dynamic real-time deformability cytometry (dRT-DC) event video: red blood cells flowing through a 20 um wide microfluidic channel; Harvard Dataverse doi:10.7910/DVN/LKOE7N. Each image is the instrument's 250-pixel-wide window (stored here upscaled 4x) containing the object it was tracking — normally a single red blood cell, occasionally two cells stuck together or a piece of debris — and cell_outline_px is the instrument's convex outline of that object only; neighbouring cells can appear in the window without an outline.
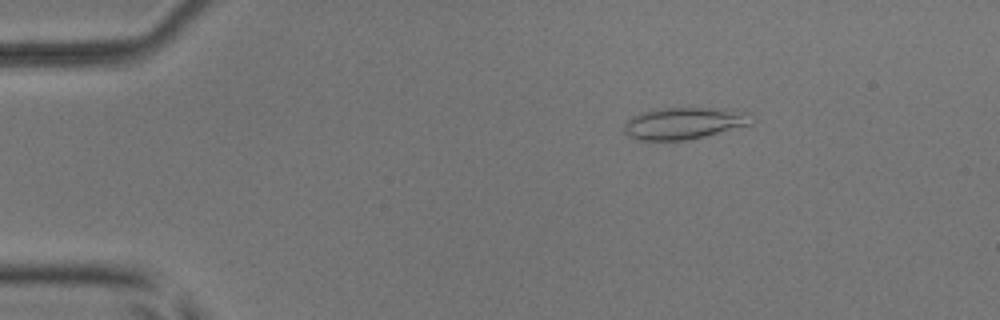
{"species": "common noctule bat (a hibernating species)", "species_latin": "Nyctalus noctula", "temperature_condition": "room temperature", "stored_images_in_passage": 3, "camera_frame_rate_fps": 3000, "um_per_image_px": 0.085, "animal": {"sex": "male", "body_mass_g": 17.9, "forearm_length_mm": 54.2}, "frame": {"image": 1, "passage_image": 1, "time_ms": 0.0, "image_size_px": [1000, 320], "cell_outline_px": [[752, 124], [688, 140], [636, 140], [628, 136], [624, 132], [624, 124], [632, 116], [640, 112], [656, 108], [724, 108], [752, 112]], "centroid_in_image_um": [58.15, 10.46], "position_along_channel_um": 26.8, "area_um2": 23.93}}